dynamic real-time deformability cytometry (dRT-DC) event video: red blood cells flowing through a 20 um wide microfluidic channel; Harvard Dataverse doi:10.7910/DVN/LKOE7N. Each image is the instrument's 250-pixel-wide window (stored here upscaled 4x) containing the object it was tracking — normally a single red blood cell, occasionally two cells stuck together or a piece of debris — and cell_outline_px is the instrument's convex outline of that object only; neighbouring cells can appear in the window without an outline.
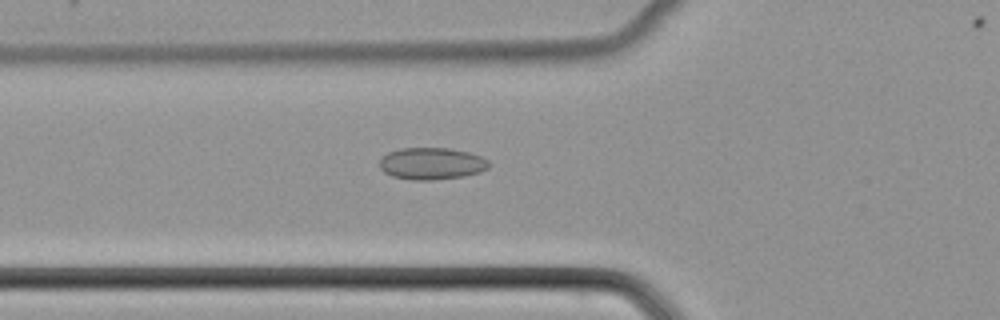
{"species": "common noctule bat (a hibernating species)", "species_latin": "Nyctalus noctula", "temperature_condition": "cold", "stored_images_in_passage": 32, "camera_frame_rate_fps": 3000, "um_per_image_px": 0.085, "animal": {"sex": "female", "body_mass_g": 22.7, "forearm_length_mm": 54.2}, "frame": {"image": 1, "passage_image": 4, "time_ms": 1.0, "image_size_px": [1000, 320], "cell_outline_px": [[492, 164], [488, 168], [480, 172], [464, 176], [432, 180], [412, 180], [392, 176], [384, 172], [380, 168], [380, 160], [388, 152], [400, 148], [448, 148], [468, 152], [480, 156], [488, 160]], "centroid_in_image_um": [36.7, 13.9], "position_along_channel_um": 89.1, "area_um2": 20.4}}
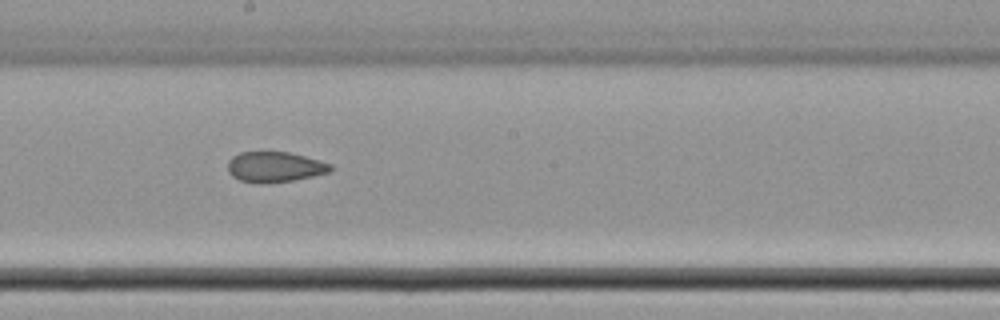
{"frame": {"image": 2, "passage_image": 14, "time_ms": 4.333, "image_size_px": [1000, 320], "cell_outline_px": [[332, 168], [328, 172], [312, 176], [292, 180], [260, 184], [240, 180], [232, 176], [228, 172], [228, 160], [232, 156], [240, 152], [288, 152], [304, 156], [332, 164]], "centroid_in_image_um": [23.31, 14.19], "position_along_channel_um": 224.9, "area_um2": 18.09}}
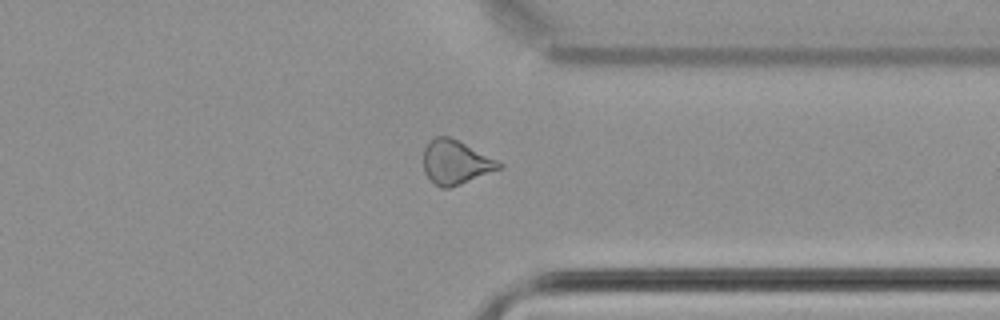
{"frame": {"image": 3, "passage_image": 25, "time_ms": 8.0, "image_size_px": [1000, 320], "cell_outline_px": [[504, 164], [500, 168], [460, 184], [448, 188], [440, 188], [424, 172], [424, 148], [436, 136], [448, 136]], "centroid_in_image_um": [38.69, 13.8], "position_along_channel_um": 372.7, "area_um2": 18.67}}